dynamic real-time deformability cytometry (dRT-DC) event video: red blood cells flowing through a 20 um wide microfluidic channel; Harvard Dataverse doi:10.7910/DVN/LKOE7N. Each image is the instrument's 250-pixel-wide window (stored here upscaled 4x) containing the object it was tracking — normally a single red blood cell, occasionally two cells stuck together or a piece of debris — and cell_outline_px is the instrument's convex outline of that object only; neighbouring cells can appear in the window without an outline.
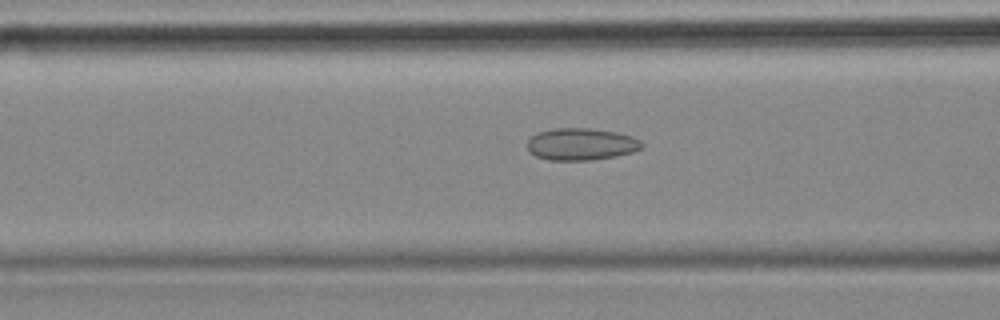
{"species": "common noctule bat (a hibernating species)", "species_latin": "Nyctalus noctula", "temperature_condition": "cold", "stored_images_in_passage": 12, "camera_frame_rate_fps": 3000, "um_per_image_px": 0.085, "animal": {"sex": "female", "body_mass_g": 18.4}, "frame": {"image": 1, "passage_image": 10, "time_ms": 3.0, "image_size_px": [1000, 320], "cell_outline_px": [[644, 148], [632, 152], [616, 156], [592, 160], [548, 160], [536, 156], [528, 148], [528, 140], [536, 132], [552, 128], [588, 128], [616, 132], [632, 136], [640, 140], [644, 144]], "centroid_in_image_um": [49.42, 12.25], "position_along_channel_um": 117.2, "area_um2": 21.5}}